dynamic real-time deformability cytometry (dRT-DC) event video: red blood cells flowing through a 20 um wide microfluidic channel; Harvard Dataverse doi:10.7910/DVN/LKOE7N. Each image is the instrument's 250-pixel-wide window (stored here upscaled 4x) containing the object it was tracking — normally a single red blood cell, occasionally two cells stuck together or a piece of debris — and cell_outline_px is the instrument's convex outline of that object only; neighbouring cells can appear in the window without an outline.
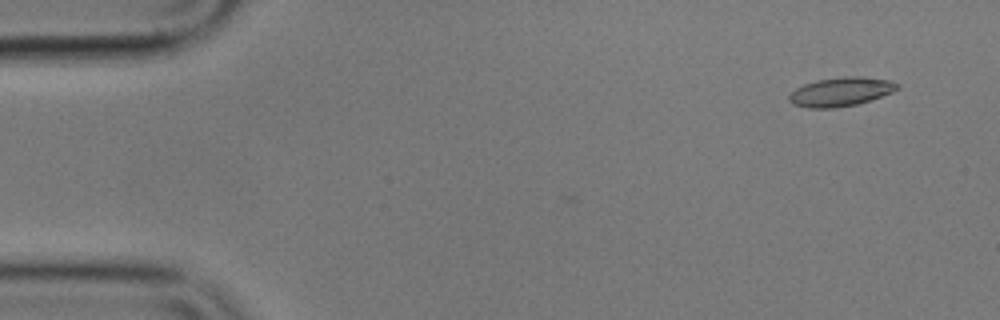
{"species": "common noctule bat (a hibernating species)", "species_latin": "Nyctalus noctula", "temperature_condition": "cold", "stored_images_in_passage": 43, "camera_frame_rate_fps": 3000, "um_per_image_px": 0.085, "animal": {"sex": "male", "body_mass_g": 17.9}, "frame": {"image": 1, "passage_image": 1, "time_ms": 0.0, "image_size_px": [1000, 320], "cell_outline_px": [[900, 88], [892, 92], [856, 104], [832, 108], [808, 108], [792, 104], [788, 100], [788, 96], [796, 88], [804, 84], [816, 80], [844, 76], [860, 76], [888, 80], [900, 84]], "centroid_in_image_um": [71.44, 7.79], "position_along_channel_um": 13.6, "area_um2": 18.15}}
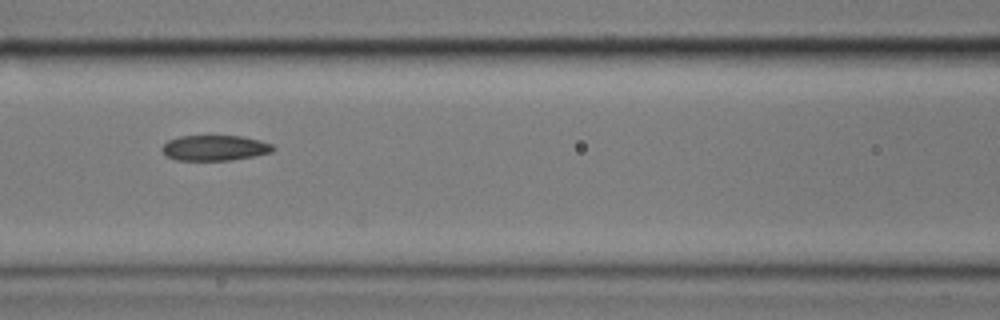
{"frame": {"image": 2, "passage_image": 21, "time_ms": 6.667, "image_size_px": [1000, 320], "cell_outline_px": [[276, 148], [272, 152], [232, 160], [176, 160], [168, 156], [160, 148], [168, 140], [180, 136], [240, 136], [260, 140], [272, 144]], "centroid_in_image_um": [18.27, 12.57], "position_along_channel_um": 148.3, "area_um2": 16.36}}
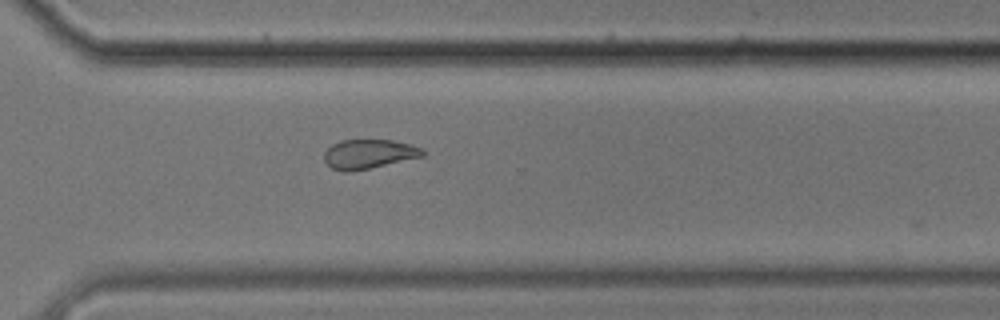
{"frame": {"image": 3, "passage_image": 37, "time_ms": 12.0, "image_size_px": [1000, 320], "cell_outline_px": [[424, 156], [368, 168], [348, 172], [344, 172], [332, 168], [324, 160], [324, 152], [332, 144], [340, 140], [392, 140], [412, 144], [420, 148], [424, 152]], "centroid_in_image_um": [31.32, 13.08], "position_along_channel_um": 339.3, "area_um2": 16.65}}